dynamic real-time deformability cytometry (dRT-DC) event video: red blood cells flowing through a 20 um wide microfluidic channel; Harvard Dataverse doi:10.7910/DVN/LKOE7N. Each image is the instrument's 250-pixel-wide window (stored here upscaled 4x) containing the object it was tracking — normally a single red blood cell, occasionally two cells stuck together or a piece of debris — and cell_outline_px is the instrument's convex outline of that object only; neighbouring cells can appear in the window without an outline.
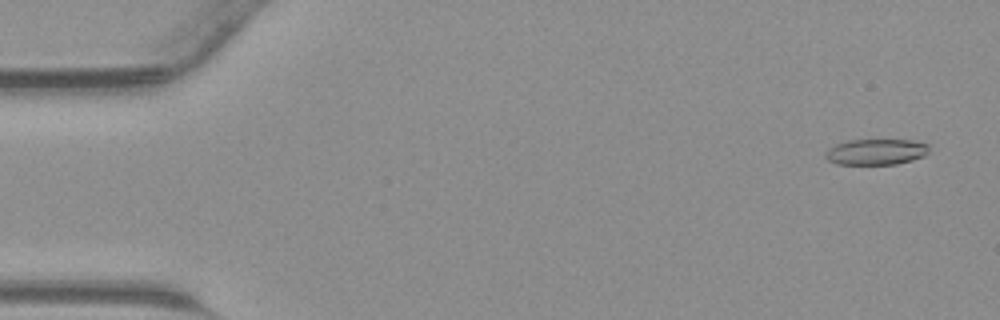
{"species": "common noctule bat (a hibernating species)", "species_latin": "Nyctalus noctula", "temperature_condition": "warm", "stored_images_in_passage": 44, "camera_frame_rate_fps": 3000, "um_per_image_px": 0.085, "animal": {"sex": "male", "body_mass_g": 23.1, "forearm_length_mm": 52.7}, "frame": {"image": 1, "passage_image": 2, "time_ms": 0.333, "image_size_px": [1000, 320], "cell_outline_px": [[928, 152], [924, 156], [912, 160], [896, 164], [836, 164], [828, 160], [824, 156], [824, 152], [828, 148], [836, 144], [848, 140], [912, 140], [928, 144]], "centroid_in_image_um": [74.44, 12.91], "position_along_channel_um": 10.6, "area_um2": 15.66}}
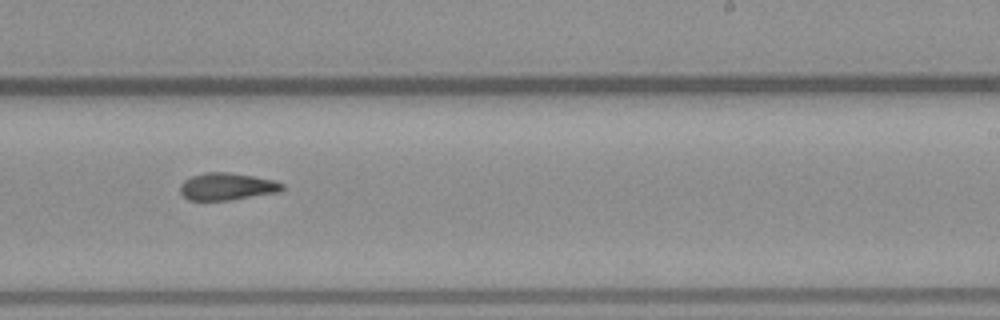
{"frame": {"image": 2, "passage_image": 27, "time_ms": 8.667, "image_size_px": [1000, 320], "cell_outline_px": [[284, 188], [280, 192], [232, 200], [188, 200], [180, 192], [180, 184], [184, 180], [192, 176], [208, 172], [228, 172], [252, 176], [272, 180], [284, 184]], "centroid_in_image_um": [19.3, 15.86], "position_along_channel_um": 269.7, "area_um2": 16.18}}
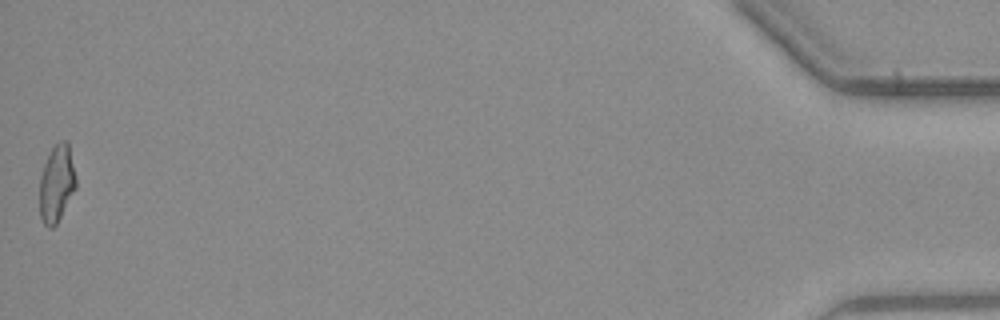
{"frame": {"image": 3, "passage_image": 44, "time_ms": 14.333, "image_size_px": [1000, 320], "cell_outline_px": [[76, 188], [56, 224], [52, 228], [48, 228], [44, 224], [40, 216], [40, 176], [44, 164], [52, 148], [60, 140], [68, 140], [76, 176]], "centroid_in_image_um": [4.82, 15.58], "position_along_channel_um": 430.4, "area_um2": 16.3}}